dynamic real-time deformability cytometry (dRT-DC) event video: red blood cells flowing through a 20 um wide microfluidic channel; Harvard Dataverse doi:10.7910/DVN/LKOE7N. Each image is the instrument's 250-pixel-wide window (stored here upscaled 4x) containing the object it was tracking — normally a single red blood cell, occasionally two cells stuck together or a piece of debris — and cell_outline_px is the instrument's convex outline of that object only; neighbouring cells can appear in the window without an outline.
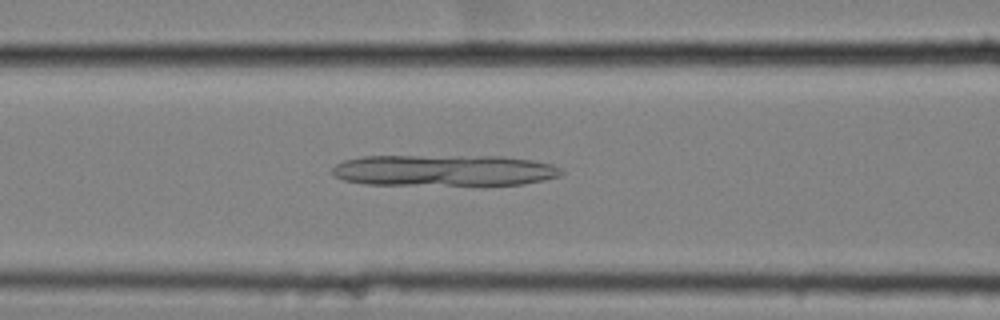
{"species": "common noctule bat (a hibernating species)", "species_latin": "Nyctalus noctula", "temperature_condition": "cold", "stored_images_in_passage": 58, "camera_frame_rate_fps": 3000, "um_per_image_px": 0.085, "animal": {"sex": "female", "body_mass_g": 25.1}, "frame": {"image": 1, "passage_image": 25, "time_ms": 8.0, "image_size_px": [1000, 320], "cell_outline_px": [[564, 172], [560, 176], [544, 180], [524, 184], [484, 188], [368, 184], [344, 180], [336, 176], [332, 172], [332, 168], [336, 164], [344, 160], [364, 156], [504, 156], [532, 160], [552, 164], [560, 168]], "centroid_in_image_um": [37.83, 14.53], "position_along_channel_um": 128.8, "area_um2": 43.75}}
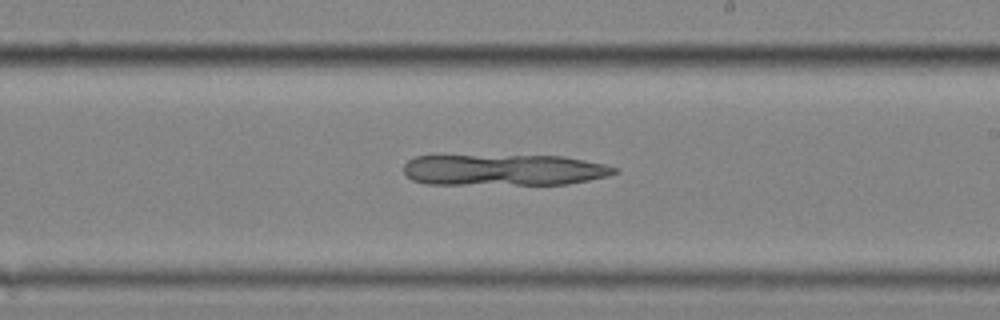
{"frame": {"image": 2, "passage_image": 35, "time_ms": 11.333, "image_size_px": [1000, 320], "cell_outline_px": [[620, 172], [608, 176], [568, 184], [428, 184], [412, 180], [404, 172], [404, 164], [408, 160], [416, 156], [564, 156], [604, 164], [620, 168]], "centroid_in_image_um": [42.88, 14.45], "position_along_channel_um": 246.1, "area_um2": 38.38}}
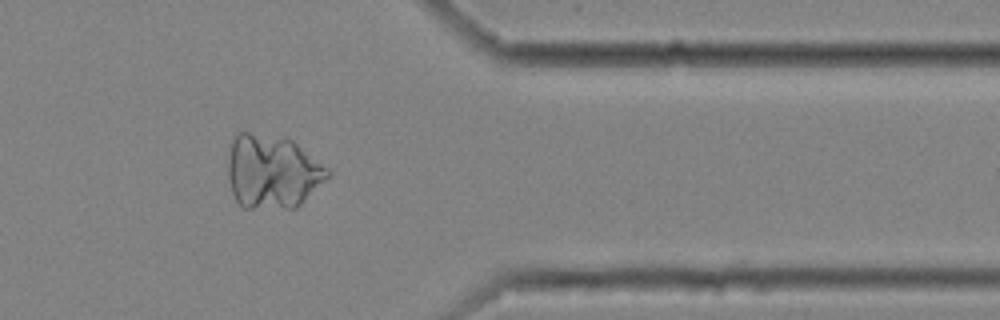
{"frame": {"image": 3, "passage_image": 48, "time_ms": 15.667, "image_size_px": [1000, 320], "cell_outline_px": [[332, 172], [296, 208], [244, 208], [236, 200], [232, 192], [228, 176], [228, 164], [232, 140], [236, 132], [248, 132], [292, 140], [328, 168]], "centroid_in_image_um": [23.12, 14.6], "position_along_channel_um": 388.3, "area_um2": 42.37}}